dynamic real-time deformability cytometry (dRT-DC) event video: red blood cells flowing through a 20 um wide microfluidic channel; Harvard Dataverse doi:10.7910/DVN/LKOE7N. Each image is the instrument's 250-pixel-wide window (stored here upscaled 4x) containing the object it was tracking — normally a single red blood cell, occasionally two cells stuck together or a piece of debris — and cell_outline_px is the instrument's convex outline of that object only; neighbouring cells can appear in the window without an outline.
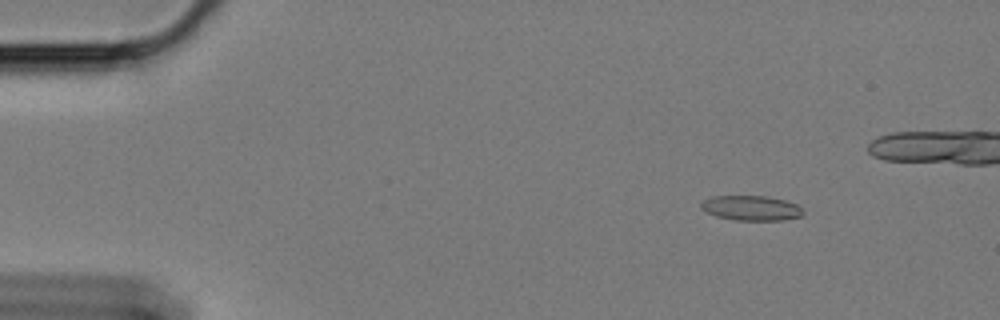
{"species": "Egyptian fruit bat (a non-hibernating species)", "species_latin": "Rousettus aegyptiacus", "temperature_condition": "cold", "stored_images_in_passage": 23, "camera_frame_rate_fps": 3000, "um_per_image_px": 0.085, "animal": {"sex": "female"}, "frame": {"image": 1, "passage_image": 3, "time_ms": 0.667, "image_size_px": [1000, 320], "cell_outline_px": [[804, 212], [800, 216], [784, 220], [736, 220], [716, 216], [708, 212], [700, 204], [704, 200], [712, 196], [764, 196], [784, 200], [796, 204]], "centroid_in_image_um": [63.86, 17.68], "position_along_channel_um": 21.1, "area_um2": 14.51}}
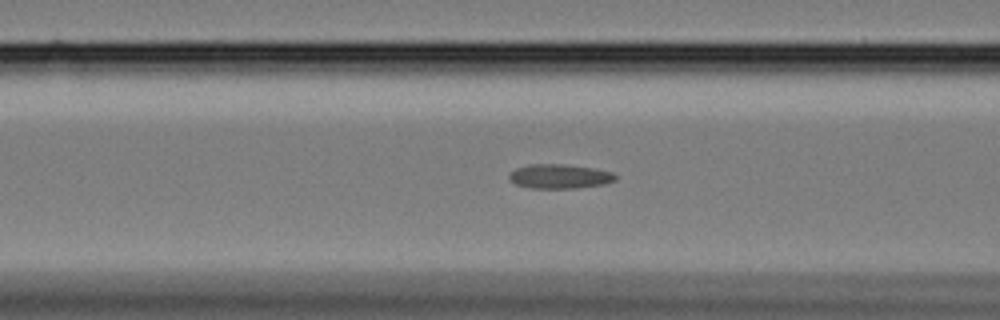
{"frame": {"image": 2, "passage_image": 19, "time_ms": 6.0, "image_size_px": [1000, 320], "cell_outline_px": [[616, 180], [604, 184], [576, 188], [532, 188], [516, 184], [508, 176], [516, 168], [528, 164], [564, 164], [592, 168], [612, 172], [616, 176]], "centroid_in_image_um": [47.58, 14.99], "position_along_channel_um": 119.0, "area_um2": 14.91}}
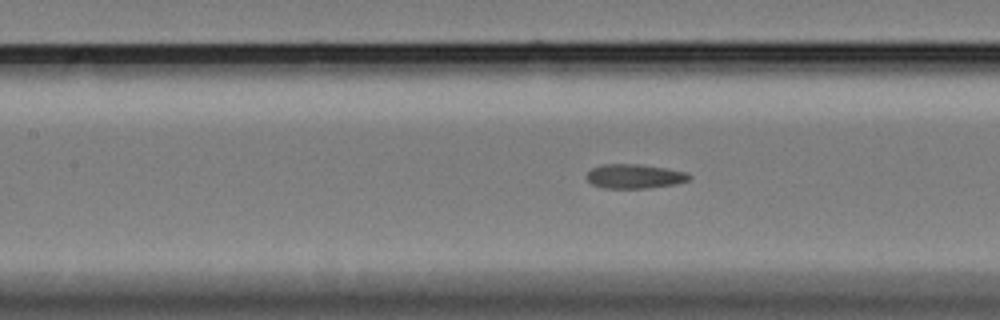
{"frame": {"image": 3, "passage_image": 22, "time_ms": 7.0, "image_size_px": [1000, 320], "cell_outline_px": [[692, 176], [688, 180], [676, 184], [648, 188], [604, 188], [592, 184], [584, 176], [592, 168], [600, 164], [636, 164], [664, 168], [684, 172]], "centroid_in_image_um": [53.88, 14.99], "position_along_channel_um": 153.5, "area_um2": 14.45}}